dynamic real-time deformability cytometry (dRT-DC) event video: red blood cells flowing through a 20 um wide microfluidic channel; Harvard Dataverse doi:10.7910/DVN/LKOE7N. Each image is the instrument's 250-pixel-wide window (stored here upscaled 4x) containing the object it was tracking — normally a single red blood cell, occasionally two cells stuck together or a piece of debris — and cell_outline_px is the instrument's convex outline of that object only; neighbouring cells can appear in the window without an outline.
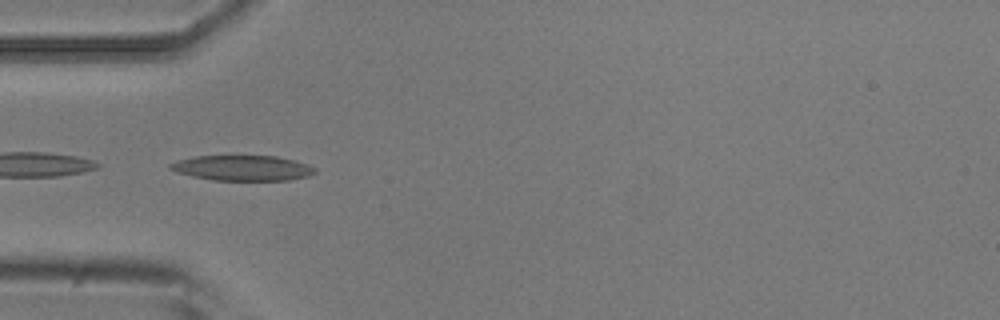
{"species": "common noctule bat (a hibernating species)", "species_latin": "Nyctalus noctula", "temperature_condition": "room temperature", "stored_images_in_passage": 31, "camera_frame_rate_fps": 3000, "um_per_image_px": 0.085, "animal": {"sex": "male", "body_mass_g": 20.5, "forearm_length_mm": 52.5}, "frame": {"image": 1, "passage_image": 1, "time_ms": 0.0, "image_size_px": [1000, 320], "cell_outline_px": [[316, 172], [308, 176], [288, 180], [212, 180], [192, 176], [176, 172], [168, 168], [168, 164], [176, 160], [196, 156], [276, 156], [296, 160], [308, 164], [316, 168]], "centroid_in_image_um": [20.6, 14.27], "position_along_channel_um": 64.4, "area_um2": 21.44}}
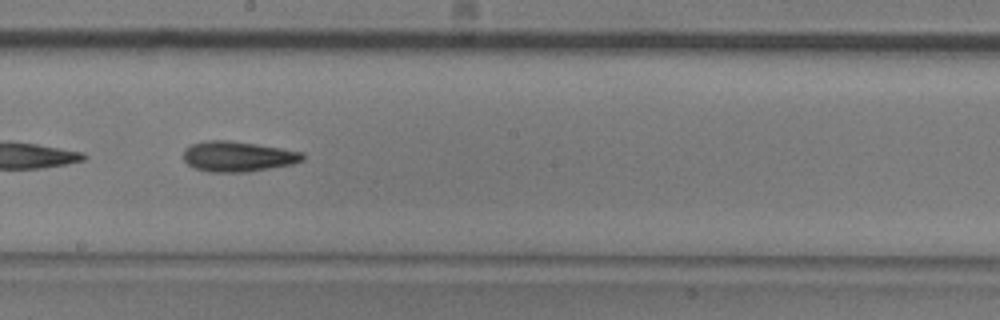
{"frame": {"image": 2, "passage_image": 14, "time_ms": 4.333, "image_size_px": [1000, 320], "cell_outline_px": [[304, 160], [292, 164], [244, 172], [208, 172], [196, 168], [188, 164], [184, 160], [184, 148], [192, 144], [208, 140], [228, 140], [256, 144], [304, 152]], "centroid_in_image_um": [20.21, 13.29], "position_along_channel_um": 228.0, "area_um2": 20.92}, "authors_computed_cell_mechanics": {"area_um2": 20.23, "velocity_mm_per_s": 3.7607, "shape_relaxation_time_tau1_ms": 5.808, "shape_relaxation_time_tau2_ms": null, "deformation_change_tau1": 0.1539, "deformation_change_tau2": null}}